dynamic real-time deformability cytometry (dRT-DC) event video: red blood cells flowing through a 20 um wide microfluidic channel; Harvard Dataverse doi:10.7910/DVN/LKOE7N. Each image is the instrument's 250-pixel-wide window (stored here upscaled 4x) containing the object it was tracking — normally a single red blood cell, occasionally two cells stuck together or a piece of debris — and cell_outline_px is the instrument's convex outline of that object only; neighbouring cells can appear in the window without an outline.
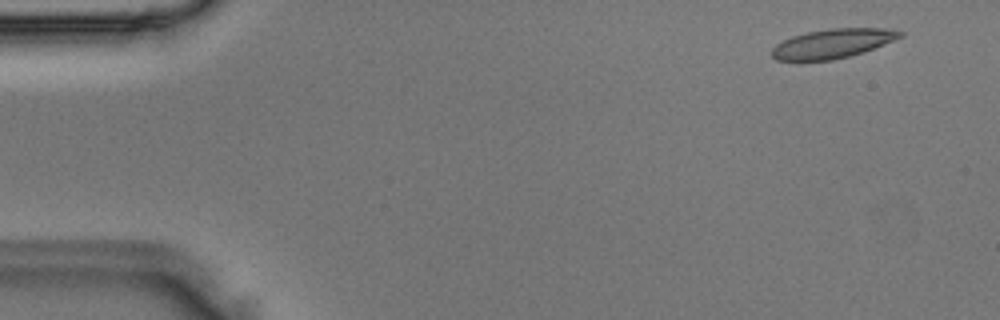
{"species": "Egyptian fruit bat (a non-hibernating species)", "species_latin": "Rousettus aegyptiacus", "temperature_condition": "room temperature", "stored_images_in_passage": 14, "camera_frame_rate_fps": 3000, "um_per_image_px": 0.085, "animal": {"sex": "male"}, "frame": {"image": 1, "passage_image": 3, "time_ms": 0.667, "image_size_px": [1000, 320], "cell_outline_px": [[904, 36], [872, 48], [848, 56], [832, 60], [800, 64], [776, 60], [772, 56], [772, 48], [776, 44], [792, 36], [808, 32], [832, 28], [884, 28], [904, 32]], "centroid_in_image_um": [70.67, 3.75], "position_along_channel_um": 14.3, "area_um2": 22.25}}